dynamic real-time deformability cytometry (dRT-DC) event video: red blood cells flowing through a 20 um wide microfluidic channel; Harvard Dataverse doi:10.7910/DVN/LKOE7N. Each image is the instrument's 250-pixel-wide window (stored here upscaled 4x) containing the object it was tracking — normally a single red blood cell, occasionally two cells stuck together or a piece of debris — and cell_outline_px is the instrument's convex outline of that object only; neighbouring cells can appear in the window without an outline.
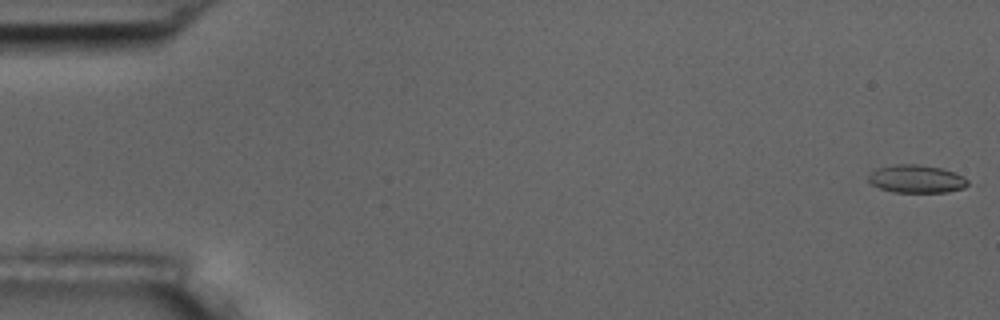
{"species": "common noctule bat (a hibernating species)", "species_latin": "Nyctalus noctula", "temperature_condition": "room temperature", "stored_images_in_passage": 56, "camera_frame_rate_fps": 3000, "um_per_image_px": 0.085, "animal": {"sex": "male", "body_mass_g": 17.5, "forearm_length_mm": 52.3}, "frame": {"image": 1, "passage_image": 1, "time_ms": 0.0, "image_size_px": [1000, 320], "cell_outline_px": [[976, 184], [964, 188], [948, 192], [892, 192], [880, 188], [872, 184], [868, 180], [868, 176], [876, 168], [896, 164], [916, 164], [940, 168], [964, 176]], "centroid_in_image_um": [77.97, 15.22], "position_along_channel_um": 7.0, "area_um2": 16.42}}
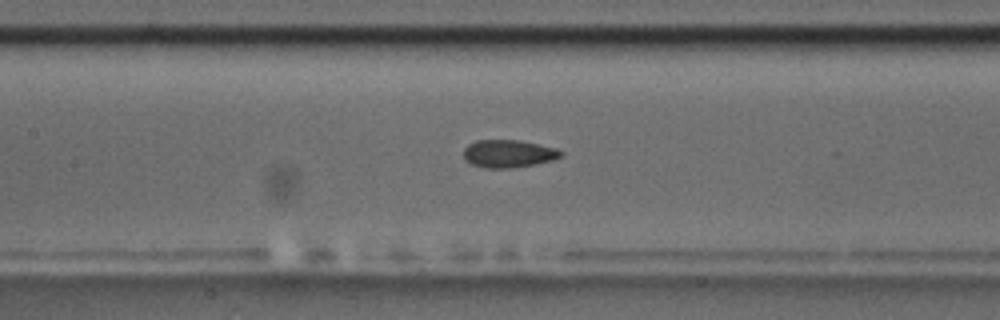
{"frame": {"image": 2, "passage_image": 26, "time_ms": 8.333, "image_size_px": [1000, 320], "cell_outline_px": [[564, 152], [560, 156], [552, 160], [536, 164], [512, 168], [484, 168], [472, 164], [464, 160], [464, 148], [468, 144], [476, 140], [520, 140], [556, 148]], "centroid_in_image_um": [43.19, 13.06], "position_along_channel_um": 164.2, "area_um2": 15.78}}
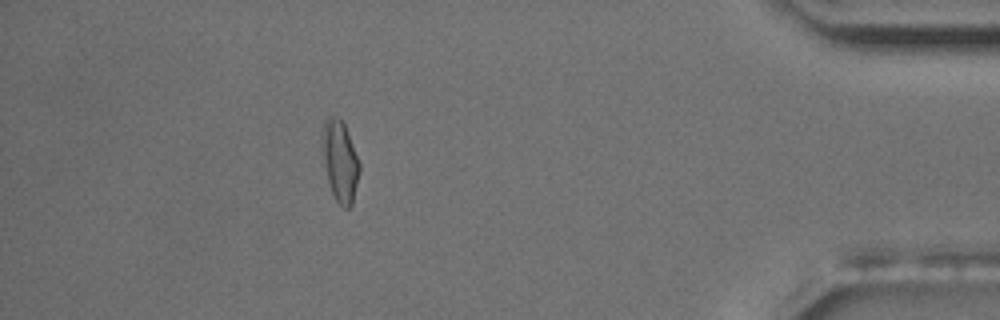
{"frame": {"image": 3, "passage_image": 50, "time_ms": 16.333, "image_size_px": [1000, 320], "cell_outline_px": [[360, 172], [352, 204], [348, 208], [344, 208], [336, 200], [332, 192], [328, 180], [324, 164], [320, 144], [320, 136], [324, 124], [328, 116], [332, 116], [344, 120], [360, 164]], "centroid_in_image_um": [28.89, 13.64], "position_along_channel_um": 406.3, "area_um2": 17.86}, "authors_computed_cell_mechanics": {"area_um2": 16.0973, "velocity_mm_per_s": 3.6353, "shape_relaxation_time_tau1_ms": 6.0541, "shape_relaxation_time_tau2_ms": 3.5911, "deformation_change_tau1": 0.1536, "deformation_change_tau2": 0.0745}}